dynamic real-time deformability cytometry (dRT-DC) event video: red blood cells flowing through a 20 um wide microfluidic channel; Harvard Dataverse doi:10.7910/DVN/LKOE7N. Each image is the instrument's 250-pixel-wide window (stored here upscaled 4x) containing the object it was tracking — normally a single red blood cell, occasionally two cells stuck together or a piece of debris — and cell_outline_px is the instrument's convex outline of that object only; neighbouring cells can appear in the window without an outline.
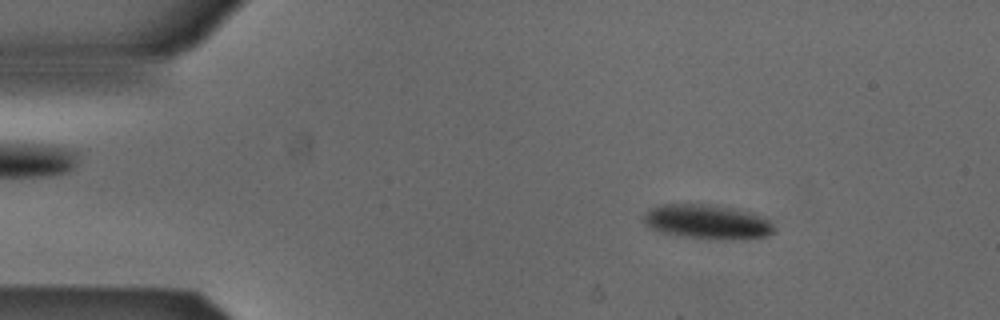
{"species": "Egyptian fruit bat (a non-hibernating species)", "species_latin": "Rousettus aegyptiacus", "temperature_condition": "cold", "stored_images_in_passage": 52, "camera_frame_rate_fps": 3000, "um_per_image_px": 0.085, "animal": {"sex": "male"}, "frame": {"image": 1, "passage_image": 7, "time_ms": 2.0, "image_size_px": [1000, 320], "cell_outline_px": [[776, 232], [768, 236], [744, 240], [720, 240], [676, 236], [660, 232], [648, 228], [640, 220], [644, 212], [648, 208], [660, 204], [708, 204], [732, 208], [752, 212], [768, 220], [776, 228]], "centroid_in_image_um": [60.07, 18.87], "position_along_channel_um": 24.9, "area_um2": 27.11}}
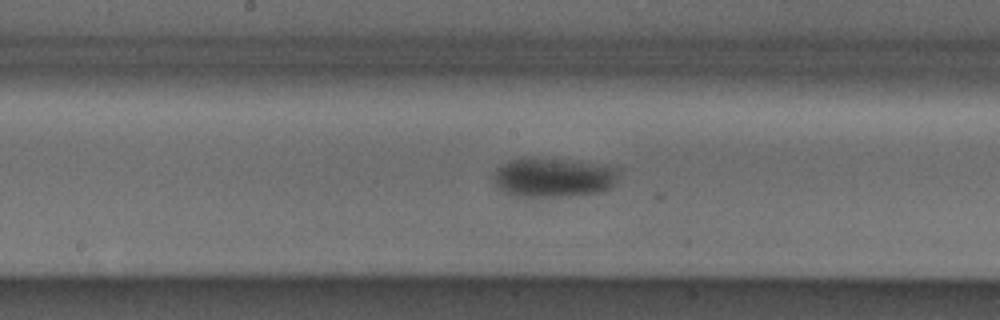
{"frame": {"image": 2, "passage_image": 26, "time_ms": 8.333, "image_size_px": [1000, 320], "cell_outline_px": [[620, 168], [616, 184], [612, 188], [604, 192], [568, 196], [516, 196], [504, 192], [496, 188], [492, 180], [492, 172], [496, 168], [512, 160], [568, 160], [616, 164]], "centroid_in_image_um": [47.15, 15.1], "position_along_channel_um": 201.1, "area_um2": 29.07}}
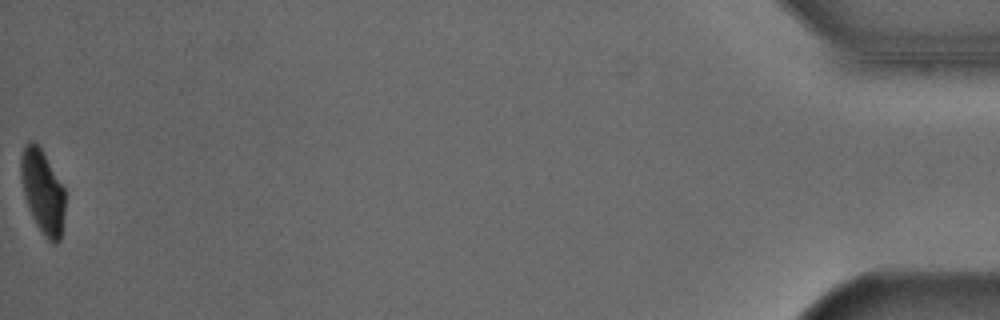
{"frame": {"image": 3, "passage_image": 52, "time_ms": 17.0, "image_size_px": [1000, 320], "cell_outline_px": [[64, 212], [60, 240], [56, 244], [52, 244], [44, 236], [36, 224], [28, 208], [20, 176], [20, 156], [28, 140], [36, 140], [64, 188]], "centroid_in_image_um": [3.61, 16.27], "position_along_channel_um": 431.6, "area_um2": 21.5}}